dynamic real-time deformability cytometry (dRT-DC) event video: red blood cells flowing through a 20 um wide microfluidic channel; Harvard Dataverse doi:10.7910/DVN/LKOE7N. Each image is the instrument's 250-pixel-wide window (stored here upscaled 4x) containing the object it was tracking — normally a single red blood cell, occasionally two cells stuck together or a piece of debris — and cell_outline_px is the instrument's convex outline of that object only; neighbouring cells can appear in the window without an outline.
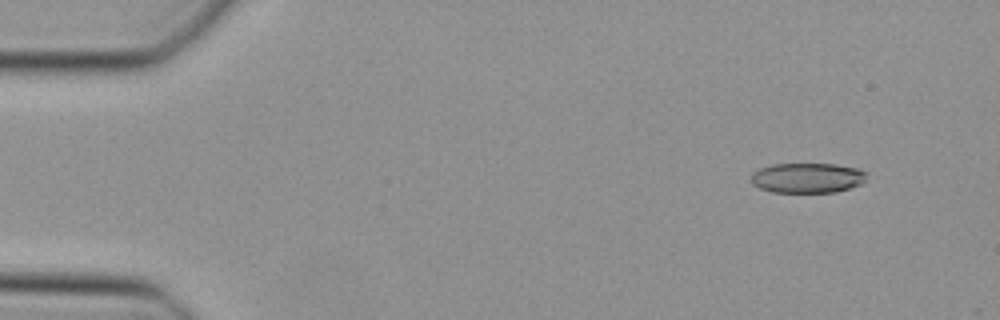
{"species": "Egyptian fruit bat (a non-hibernating species)", "species_latin": "Rousettus aegyptiacus", "temperature_condition": "cold", "stored_images_in_passage": 10, "camera_frame_rate_fps": 3000, "um_per_image_px": 0.085, "animal": {"sex": "female"}, "frame": {"image": 1, "passage_image": 1, "time_ms": 0.0, "image_size_px": [1000, 320], "cell_outline_px": [[868, 172], [864, 180], [860, 184], [836, 192], [772, 192], [760, 188], [752, 184], [752, 172], [760, 168], [772, 164], [836, 164], [860, 168]], "centroid_in_image_um": [68.64, 15.11], "position_along_channel_um": 16.4, "area_um2": 20.29}}